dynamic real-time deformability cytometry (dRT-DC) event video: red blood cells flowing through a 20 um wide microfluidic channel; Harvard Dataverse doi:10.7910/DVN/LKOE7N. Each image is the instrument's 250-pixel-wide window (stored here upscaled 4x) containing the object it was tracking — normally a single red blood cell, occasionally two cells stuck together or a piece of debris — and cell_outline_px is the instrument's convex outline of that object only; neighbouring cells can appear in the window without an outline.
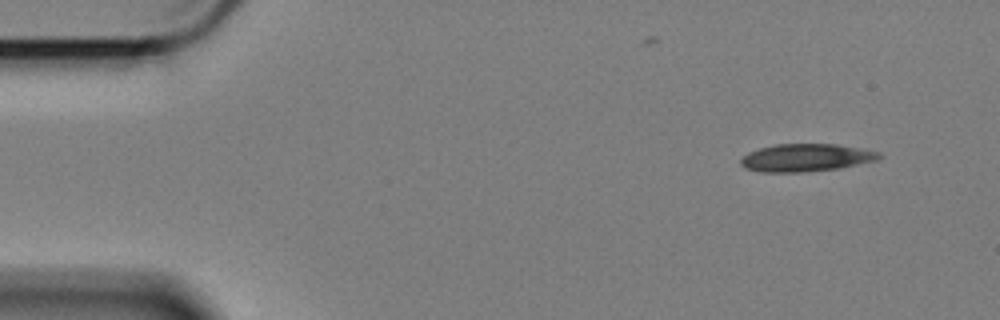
{"species": "Egyptian fruit bat (a non-hibernating species)", "species_latin": "Rousettus aegyptiacus", "temperature_condition": "cold", "stored_images_in_passage": 54, "camera_frame_rate_fps": 3000, "um_per_image_px": 0.085, "animal": {"sex": "female"}, "frame": {"image": 1, "passage_image": 1, "time_ms": 0.0, "image_size_px": [1000, 320], "cell_outline_px": [[884, 156], [880, 160], [840, 168], [800, 172], [760, 172], [744, 168], [740, 164], [740, 160], [748, 152], [760, 148], [776, 144], [836, 144], [860, 148], [880, 152]], "centroid_in_image_um": [68.55, 13.4], "position_along_channel_um": 16.5, "area_um2": 22.48}}
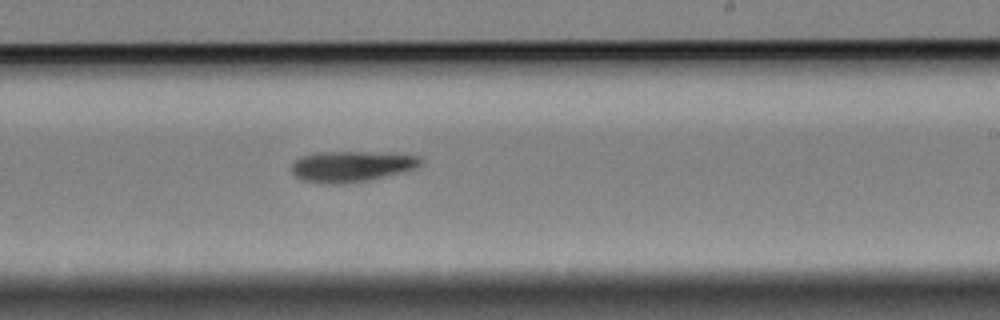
{"frame": {"image": 2, "passage_image": 31, "time_ms": 10.0, "image_size_px": [1000, 320], "cell_outline_px": [[424, 160], [420, 164], [412, 168], [364, 180], [344, 184], [320, 184], [300, 180], [292, 172], [292, 164], [300, 156], [320, 152], [388, 152], [420, 156]], "centroid_in_image_um": [29.8, 14.13], "position_along_channel_um": 259.2, "area_um2": 22.95}}
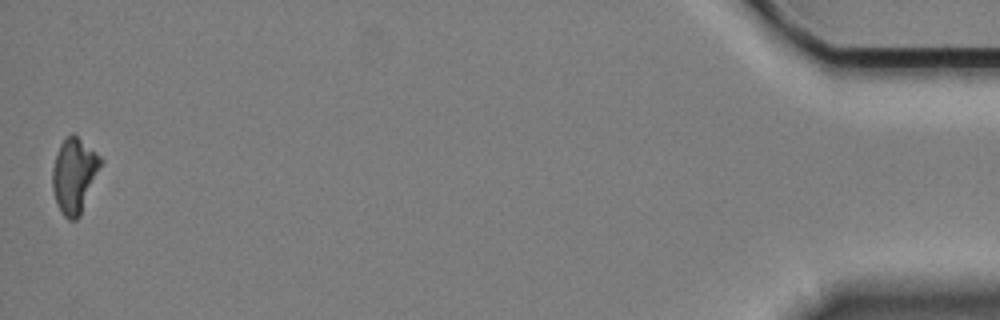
{"frame": {"image": 3, "passage_image": 54, "time_ms": 17.667, "image_size_px": [1000, 320], "cell_outline_px": [[104, 160], [80, 216], [76, 220], [68, 220], [60, 212], [56, 204], [52, 188], [52, 168], [60, 144], [72, 132], [100, 156]], "centroid_in_image_um": [6.31, 14.94], "position_along_channel_um": 428.9, "area_um2": 21.1}, "authors_computed_cell_mechanics": {"area_um2": 22.6287, "velocity_mm_per_s": 3.3923, "shape_relaxation_time_tau1_ms": 8.966, "shape_relaxation_time_tau2_ms": null, "deformation_change_tau1": 0.1318, "deformation_change_tau2": null}}